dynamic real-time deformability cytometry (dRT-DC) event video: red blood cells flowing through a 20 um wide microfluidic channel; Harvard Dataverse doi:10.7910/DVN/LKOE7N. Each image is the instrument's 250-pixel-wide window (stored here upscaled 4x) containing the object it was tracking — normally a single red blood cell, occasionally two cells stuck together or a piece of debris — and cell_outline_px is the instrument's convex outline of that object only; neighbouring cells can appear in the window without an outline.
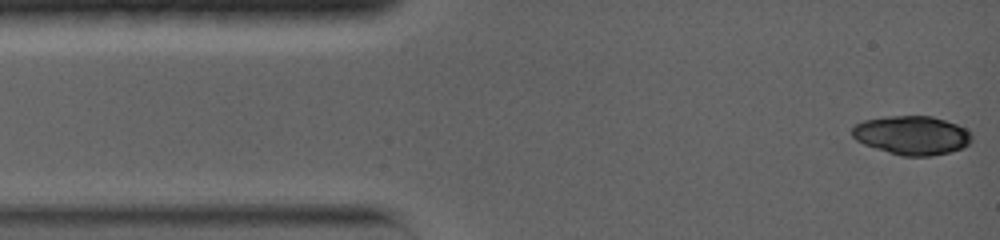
{"species": "common noctule bat (a hibernating species)", "species_latin": "Nyctalus noctula", "temperature_condition": "warm", "stored_images_in_passage": 14, "camera_frame_rate_fps": 5000, "um_per_image_px": 0.085, "animal": {"sex": "female", "body_mass_g": 19.0, "forearm_length_mm": 56.7}, "frame": {"image": 1, "passage_image": 1, "time_ms": 0.0, "image_size_px": [1000, 240], "cell_outline_px": [[972, 140], [968, 144], [960, 148], [948, 152], [932, 156], [900, 156], [864, 144], [856, 140], [852, 136], [852, 128], [856, 124], [864, 120], [888, 116], [932, 116], [956, 124], [964, 128], [972, 136]], "centroid_in_image_um": [77.49, 11.5], "position_along_channel_um": 7.5, "area_um2": 26.88}}